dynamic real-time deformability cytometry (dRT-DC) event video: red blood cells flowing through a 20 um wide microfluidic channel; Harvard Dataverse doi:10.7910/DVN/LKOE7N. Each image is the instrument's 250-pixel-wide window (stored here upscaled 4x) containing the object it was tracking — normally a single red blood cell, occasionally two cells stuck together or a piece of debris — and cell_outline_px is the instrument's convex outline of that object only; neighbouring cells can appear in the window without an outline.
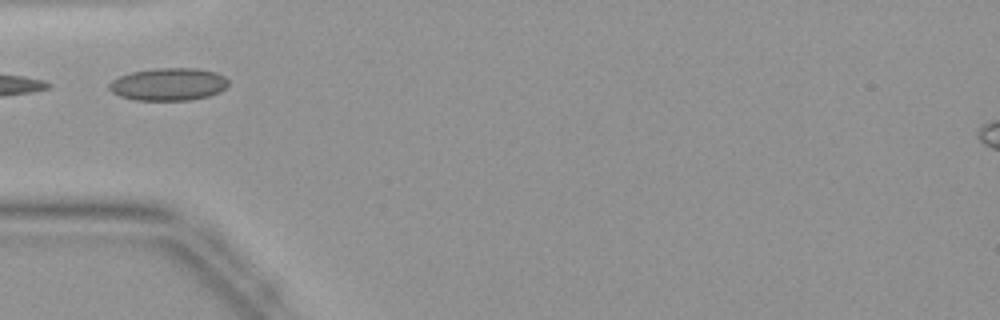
{"species": "common noctule bat (a hibernating species)", "species_latin": "Nyctalus noctula", "temperature_condition": "warm", "stored_images_in_passage": 25, "camera_frame_rate_fps": 3000, "um_per_image_px": 0.085, "animal": {"sex": "female", "body_mass_g": 19.9}, "frame": {"image": 1, "passage_image": 11, "time_ms": 3.333, "image_size_px": [1000, 320], "cell_outline_px": [[228, 84], [220, 92], [208, 96], [188, 100], [136, 100], [120, 96], [112, 92], [108, 88], [108, 84], [112, 80], [120, 76], [132, 72], [156, 68], [196, 68], [216, 72], [224, 76], [228, 80]], "centroid_in_image_um": [14.32, 7.16], "position_along_channel_um": 70.7, "area_um2": 22.6}}